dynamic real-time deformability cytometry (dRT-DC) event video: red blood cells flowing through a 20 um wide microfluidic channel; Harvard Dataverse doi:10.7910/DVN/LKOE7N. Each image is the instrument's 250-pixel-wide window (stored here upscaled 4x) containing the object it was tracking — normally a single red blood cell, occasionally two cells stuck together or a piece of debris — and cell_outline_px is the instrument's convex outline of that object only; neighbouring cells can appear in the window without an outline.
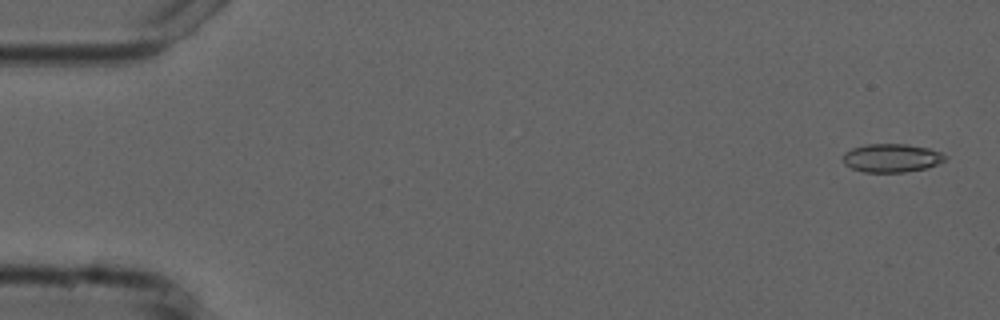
{"species": "common noctule bat (a hibernating species)", "species_latin": "Nyctalus noctula", "temperature_condition": "cold", "stored_images_in_passage": 3, "camera_frame_rate_fps": 3000, "um_per_image_px": 0.085, "animal": {"sex": "male", "forearm_length_mm": 52.5}, "frame": {"image": 1, "passage_image": 1, "time_ms": 0.0, "image_size_px": [1000, 320], "cell_outline_px": [[948, 156], [944, 160], [936, 164], [924, 168], [904, 172], [864, 172], [852, 168], [844, 164], [844, 152], [852, 148], [868, 144], [904, 144], [928, 148], [940, 152]], "centroid_in_image_um": [75.77, 13.42], "position_along_channel_um": 9.2, "area_um2": 16.7}}